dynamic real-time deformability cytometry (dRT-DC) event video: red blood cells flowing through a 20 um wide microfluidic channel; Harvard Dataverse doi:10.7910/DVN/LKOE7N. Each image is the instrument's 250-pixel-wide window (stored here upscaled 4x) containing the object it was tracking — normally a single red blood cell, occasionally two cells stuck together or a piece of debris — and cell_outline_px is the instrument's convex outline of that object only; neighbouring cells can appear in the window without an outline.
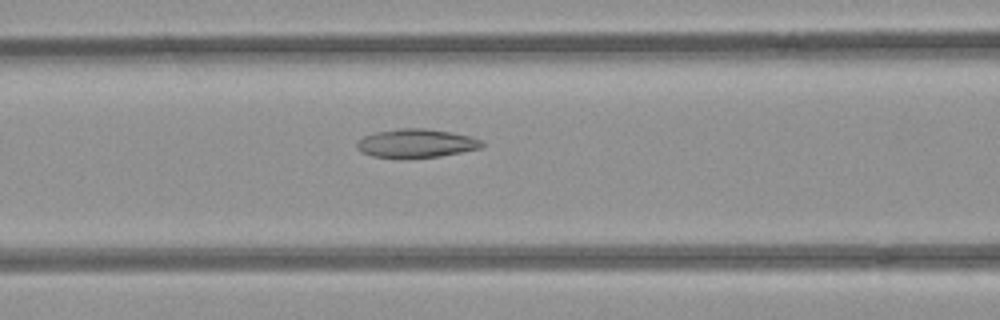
{"species": "common noctule bat (a hibernating species)", "species_latin": "Nyctalus noctula", "temperature_condition": "room temperature", "stored_images_in_passage": 13, "camera_frame_rate_fps": 3000, "um_per_image_px": 0.085, "animal": {"sex": "female", "body_mass_g": 21.9}, "frame": {"image": 1, "passage_image": 6, "time_ms": 1.667, "image_size_px": [1000, 320], "cell_outline_px": [[484, 144], [480, 148], [440, 156], [372, 156], [364, 152], [356, 144], [364, 136], [376, 132], [400, 128], [424, 128], [452, 132], [472, 136], [480, 140]], "centroid_in_image_um": [35.44, 12.14], "position_along_channel_um": 131.2, "area_um2": 20.06}}
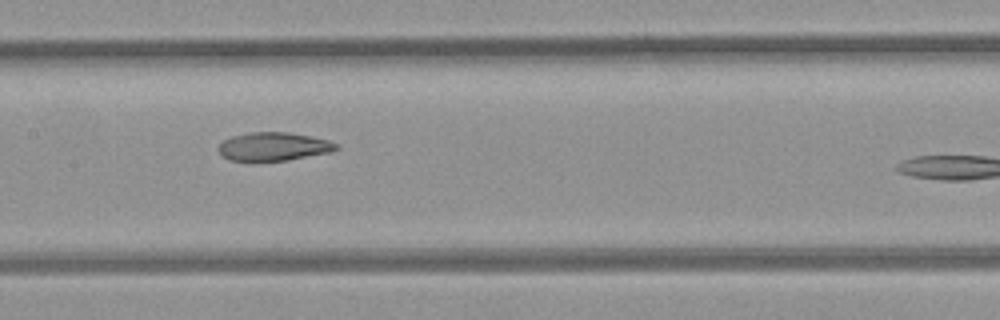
{"frame": {"image": 2, "passage_image": 10, "time_ms": 3.0, "image_size_px": [1000, 320], "cell_outline_px": [[340, 148], [328, 152], [288, 160], [228, 160], [220, 156], [216, 148], [224, 140], [232, 136], [248, 132], [288, 132], [328, 140], [340, 144]], "centroid_in_image_um": [23.22, 12.45], "position_along_channel_um": 184.2, "area_um2": 19.42}}